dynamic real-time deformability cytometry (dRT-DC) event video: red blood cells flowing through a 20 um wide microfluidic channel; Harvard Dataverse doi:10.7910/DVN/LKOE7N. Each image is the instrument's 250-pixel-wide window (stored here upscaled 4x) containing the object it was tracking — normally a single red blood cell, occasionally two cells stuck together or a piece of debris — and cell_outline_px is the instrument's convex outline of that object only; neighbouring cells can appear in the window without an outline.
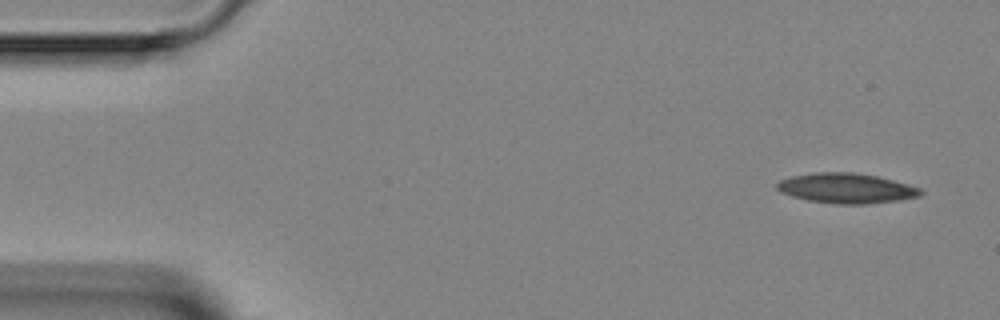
{"species": "Egyptian fruit bat (a non-hibernating species)", "species_latin": "Rousettus aegyptiacus", "temperature_condition": "room temperature", "stored_images_in_passage": 3, "camera_frame_rate_fps": 3000, "um_per_image_px": 0.085, "animal": {"sex": "female"}, "frame": {"image": 1, "passage_image": 1, "time_ms": 0.0, "image_size_px": [1000, 320], "cell_outline_px": [[924, 192], [920, 196], [900, 200], [864, 204], [836, 204], [808, 200], [792, 196], [780, 192], [776, 188], [776, 184], [780, 180], [792, 176], [812, 172], [852, 172], [876, 176], [908, 184], [920, 188]], "centroid_in_image_um": [71.93, 16.0], "position_along_channel_um": 13.1, "area_um2": 25.14}}
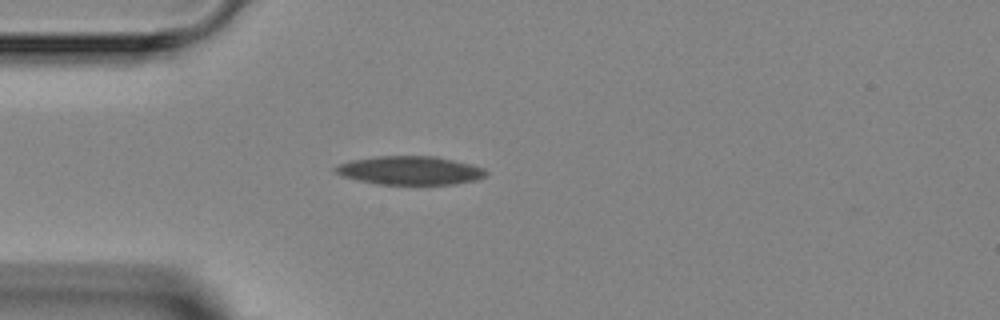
{"frame": {"image": 2, "passage_image": 3, "time_ms": 3.333, "image_size_px": [1000, 320], "cell_outline_px": [[488, 172], [484, 176], [476, 180], [456, 184], [376, 184], [356, 180], [332, 172], [332, 168], [336, 164], [348, 160], [376, 156], [436, 156], [472, 164], [484, 168]], "centroid_in_image_um": [34.79, 14.48], "position_along_channel_um": 50.2, "area_um2": 25.43}}